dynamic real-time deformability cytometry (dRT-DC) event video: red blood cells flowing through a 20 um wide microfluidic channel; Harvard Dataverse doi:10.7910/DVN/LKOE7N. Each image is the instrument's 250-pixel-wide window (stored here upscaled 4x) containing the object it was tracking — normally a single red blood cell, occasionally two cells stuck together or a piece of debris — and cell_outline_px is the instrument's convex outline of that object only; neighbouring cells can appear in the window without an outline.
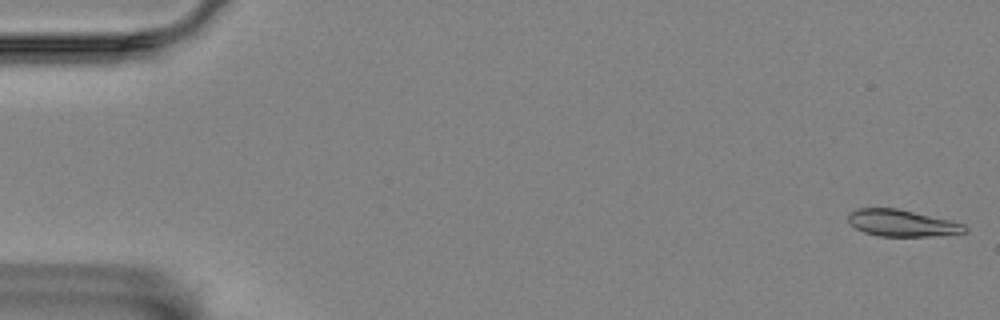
{"species": "Egyptian fruit bat (a non-hibernating species)", "species_latin": "Rousettus aegyptiacus", "temperature_condition": "room temperature", "stored_images_in_passage": 58, "camera_frame_rate_fps": 3000, "um_per_image_px": 0.085, "animal": {"sex": "female"}, "frame": {"image": 1, "passage_image": 1, "time_ms": 0.0, "image_size_px": [1000, 320], "cell_outline_px": [[968, 232], [940, 236], [880, 236], [864, 232], [856, 228], [848, 220], [848, 212], [860, 208], [896, 208], [948, 220], [964, 224], [968, 228]], "centroid_in_image_um": [76.68, 18.97], "position_along_channel_um": 8.3, "area_um2": 18.03}}
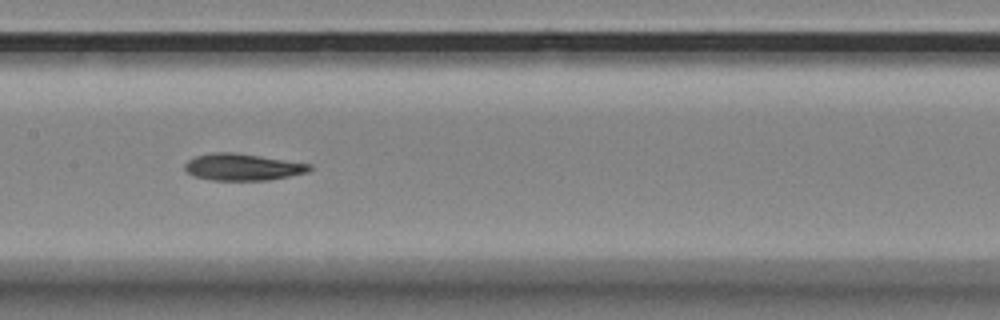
{"frame": {"image": 2, "passage_image": 28, "time_ms": 9.0, "image_size_px": [1000, 320], "cell_outline_px": [[312, 168], [308, 172], [268, 180], [212, 180], [192, 176], [184, 168], [184, 164], [188, 160], [196, 156], [212, 152], [236, 152], [312, 164]], "centroid_in_image_um": [20.61, 14.19], "position_along_channel_um": 186.8, "area_um2": 19.54}}
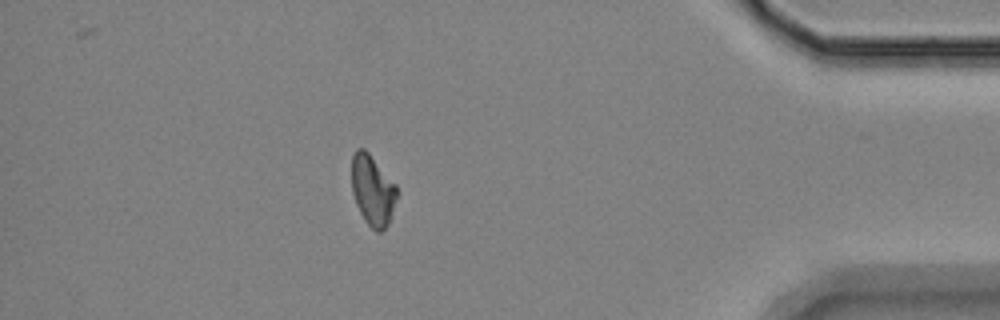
{"frame": {"image": 3, "passage_image": 50, "time_ms": 16.333, "image_size_px": [1000, 320], "cell_outline_px": [[396, 196], [388, 224], [380, 232], [376, 232], [364, 220], [356, 204], [352, 192], [352, 156], [356, 148], [364, 148], [368, 152], [396, 184]], "centroid_in_image_um": [31.64, 16.15], "position_along_channel_um": 403.6, "area_um2": 18.32}, "authors_computed_cell_mechanics": {"area_um2": 19.0162, "velocity_mm_per_s": 3.5139, "shape_relaxation_time_tau1_ms": 8.0896, "shape_relaxation_time_tau2_ms": 4.8502, "deformation_change_tau1": 0.1726, "deformation_change_tau2": 0.0942}}